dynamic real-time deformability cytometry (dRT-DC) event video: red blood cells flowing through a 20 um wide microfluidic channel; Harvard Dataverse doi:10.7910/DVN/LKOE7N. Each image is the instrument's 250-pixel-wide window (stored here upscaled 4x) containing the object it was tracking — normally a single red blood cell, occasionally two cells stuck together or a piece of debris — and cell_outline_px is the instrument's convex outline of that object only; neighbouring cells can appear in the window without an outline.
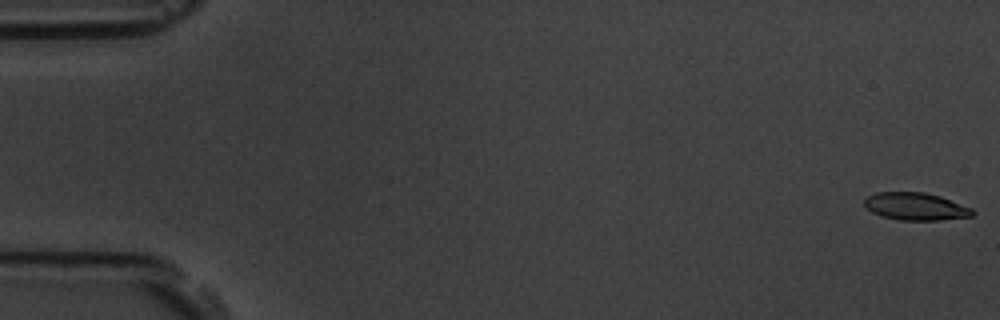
{"species": "common noctule bat (a hibernating species)", "species_latin": "Nyctalus noctula", "temperature_condition": "room temperature", "stored_images_in_passage": 58, "camera_frame_rate_fps": 3000, "um_per_image_px": 0.085, "animal": {"sex": "male", "body_mass_g": 19.5, "forearm_length_mm": 54.6}, "frame": {"image": 1, "passage_image": 1, "time_ms": 0.0, "image_size_px": [1000, 320], "cell_outline_px": [[976, 212], [972, 216], [940, 220], [900, 220], [880, 216], [864, 208], [864, 200], [868, 196], [876, 192], [924, 192], [940, 196], [972, 208]], "centroid_in_image_um": [77.81, 17.55], "position_along_channel_um": 7.2, "area_um2": 17.46}}
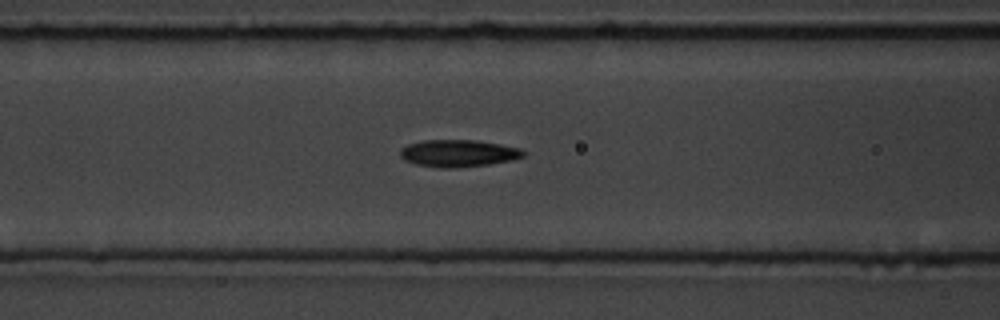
{"frame": {"image": 2, "passage_image": 24, "time_ms": 7.667, "image_size_px": [1000, 320], "cell_outline_px": [[528, 152], [524, 156], [512, 160], [488, 164], [456, 168], [440, 168], [416, 164], [404, 160], [400, 156], [400, 148], [408, 144], [424, 140], [476, 140], [500, 144], [520, 148]], "centroid_in_image_um": [38.96, 13.03], "position_along_channel_um": 127.6, "area_um2": 19.59}}
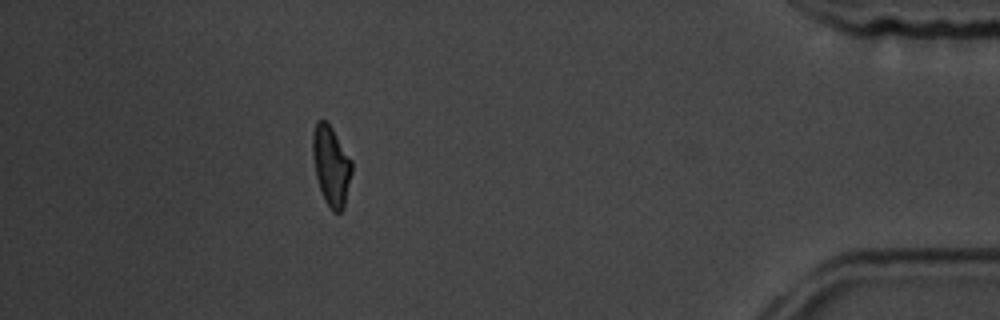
{"frame": {"image": 3, "passage_image": 52, "time_ms": 17.0, "image_size_px": [1000, 320], "cell_outline_px": [[352, 172], [344, 208], [340, 212], [332, 212], [324, 200], [316, 176], [312, 156], [312, 136], [316, 120], [324, 120], [332, 128], [352, 160]], "centroid_in_image_um": [28.14, 14.09], "position_along_channel_um": 407.1, "area_um2": 18.26}, "authors_computed_cell_mechanics": {"area_um2": 18.5538, "velocity_mm_per_s": 3.5485, "shape_relaxation_time_tau1_ms": 4.4291, "shape_relaxation_time_tau2_ms": 2.3578, "deformation_change_tau1": 0.1463, "deformation_change_tau2": 0.0974}}